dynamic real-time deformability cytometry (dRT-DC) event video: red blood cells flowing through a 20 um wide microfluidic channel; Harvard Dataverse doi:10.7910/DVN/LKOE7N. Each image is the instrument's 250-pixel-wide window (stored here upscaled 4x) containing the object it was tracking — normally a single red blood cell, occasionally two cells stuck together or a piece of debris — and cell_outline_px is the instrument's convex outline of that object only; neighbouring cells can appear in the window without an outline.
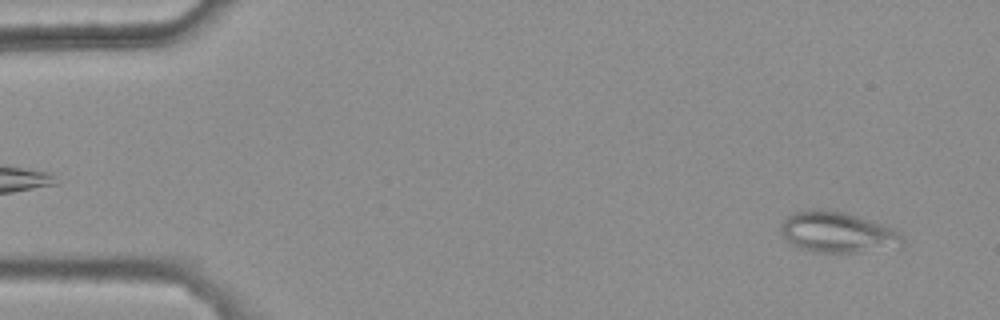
{"species": "common noctule bat (a hibernating species)", "species_latin": "Nyctalus noctula", "temperature_condition": "warm", "stored_images_in_passage": 45, "camera_frame_rate_fps": 3000, "um_per_image_px": 0.085, "animal": {"sex": "female", "body_mass_g": 25.1}, "frame": {"image": 1, "passage_image": 3, "time_ms": 0.667, "image_size_px": [1000, 320], "cell_outline_px": [[904, 248], [860, 252], [816, 252], [800, 248], [792, 244], [780, 232], [780, 228], [784, 220], [792, 212], [812, 208], [820, 208], [844, 212], [896, 228], [904, 236]], "centroid_in_image_um": [71.28, 19.74], "position_along_channel_um": 13.7, "area_um2": 29.54}}
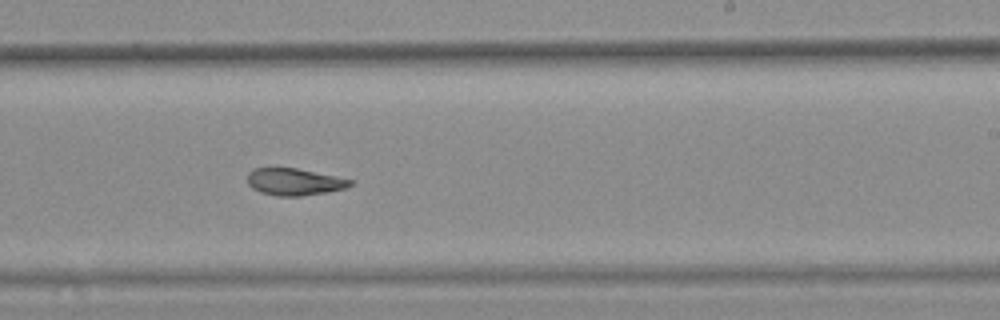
{"frame": {"image": 2, "passage_image": 32, "time_ms": 10.333, "image_size_px": [1000, 320], "cell_outline_px": [[352, 184], [344, 188], [328, 192], [300, 196], [276, 196], [260, 192], [252, 188], [248, 184], [248, 172], [252, 168], [296, 168], [352, 180]], "centroid_in_image_um": [24.96, 15.46], "position_along_channel_um": 264.0, "area_um2": 16.01}}
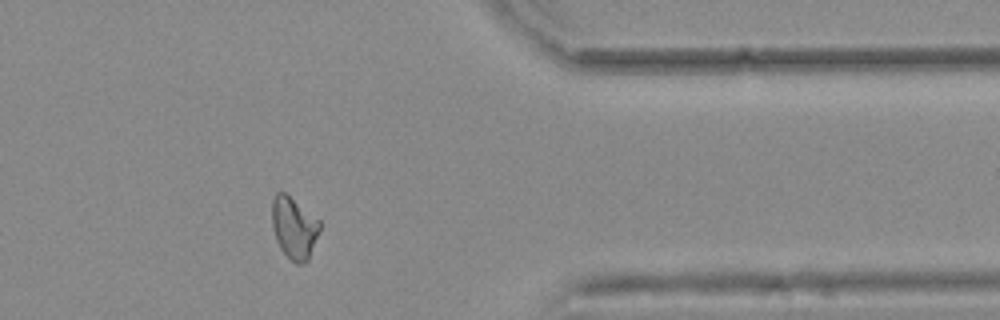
{"frame": {"image": 3, "passage_image": 43, "time_ms": 14.0, "image_size_px": [1000, 320], "cell_outline_px": [[320, 228], [308, 260], [304, 264], [296, 264], [280, 248], [276, 240], [272, 224], [272, 200], [276, 192], [284, 192], [320, 220]], "centroid_in_image_um": [24.99, 19.36], "position_along_channel_um": 386.4, "area_um2": 16.99}, "authors_computed_cell_mechanics": {"area_um2": 17.4556, "velocity_mm_per_s": 3.7686, "shape_relaxation_time_tau1_ms": null, "shape_relaxation_time_tau2_ms": 3.2299, "deformation_change_tau1": null, "deformation_change_tau2": 0.0933}}